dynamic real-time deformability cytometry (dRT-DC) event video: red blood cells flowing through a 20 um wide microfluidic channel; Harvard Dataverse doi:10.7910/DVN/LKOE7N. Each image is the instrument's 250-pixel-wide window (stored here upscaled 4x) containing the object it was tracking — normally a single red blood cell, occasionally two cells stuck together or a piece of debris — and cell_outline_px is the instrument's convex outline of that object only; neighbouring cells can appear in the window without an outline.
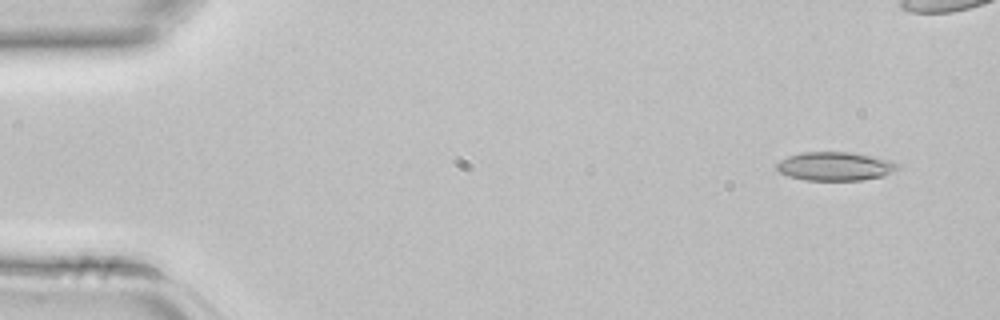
{"species": "common noctule bat (a hibernating species)", "species_latin": "Nyctalus noctula", "temperature_condition": "room temperature", "stored_images_in_passage": 4, "camera_frame_rate_fps": 3000, "um_per_image_px": 0.085, "animal": {"sex": "female", "body_mass_g": 22.7, "forearm_length_mm": 54.2}, "frame": {"image": 1, "passage_image": 1, "time_ms": 0.0, "image_size_px": [1000, 320], "cell_outline_px": [[900, 168], [884, 176], [864, 180], [804, 180], [788, 176], [780, 172], [776, 168], [776, 164], [780, 160], [788, 156], [804, 152], [852, 152], [892, 160]], "centroid_in_image_um": [70.99, 14.13], "position_along_channel_um": 14.0, "area_um2": 20.29}}
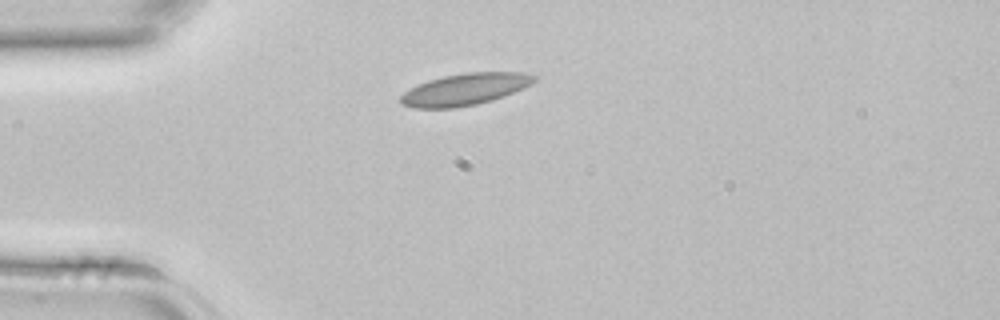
{"frame": {"image": 2, "passage_image": 4, "time_ms": 1.0, "image_size_px": [1000, 320], "cell_outline_px": [[536, 80], [532, 84], [524, 88], [504, 96], [492, 100], [476, 104], [456, 108], [412, 108], [400, 104], [400, 96], [404, 92], [428, 80], [444, 76], [468, 72], [524, 72], [536, 76]], "centroid_in_image_um": [39.53, 7.6], "position_along_channel_um": 45.5, "area_um2": 24.74}}